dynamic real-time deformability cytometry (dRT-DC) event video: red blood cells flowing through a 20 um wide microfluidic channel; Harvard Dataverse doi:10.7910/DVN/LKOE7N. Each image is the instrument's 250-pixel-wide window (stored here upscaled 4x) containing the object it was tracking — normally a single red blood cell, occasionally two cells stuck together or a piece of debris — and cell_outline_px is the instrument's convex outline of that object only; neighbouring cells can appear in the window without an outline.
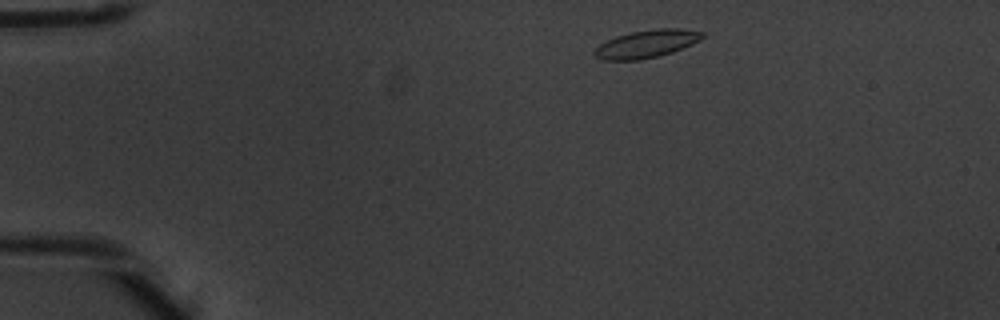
{"species": "common noctule bat (a hibernating species)", "species_latin": "Nyctalus noctula", "temperature_condition": "warm", "stored_images_in_passage": 3, "camera_frame_rate_fps": 3000, "um_per_image_px": 0.085, "animal": {"sex": "male", "body_mass_g": 20.1, "forearm_length_mm": 53.5}, "frame": {"image": 1, "passage_image": 1, "time_ms": 0.0, "image_size_px": [1000, 320], "cell_outline_px": [[704, 36], [700, 40], [692, 44], [672, 52], [640, 60], [604, 60], [596, 56], [592, 52], [600, 44], [616, 36], [632, 32], [660, 28], [680, 28], [704, 32]], "centroid_in_image_um": [54.97, 3.72], "position_along_channel_um": 30.0, "area_um2": 17.28}}